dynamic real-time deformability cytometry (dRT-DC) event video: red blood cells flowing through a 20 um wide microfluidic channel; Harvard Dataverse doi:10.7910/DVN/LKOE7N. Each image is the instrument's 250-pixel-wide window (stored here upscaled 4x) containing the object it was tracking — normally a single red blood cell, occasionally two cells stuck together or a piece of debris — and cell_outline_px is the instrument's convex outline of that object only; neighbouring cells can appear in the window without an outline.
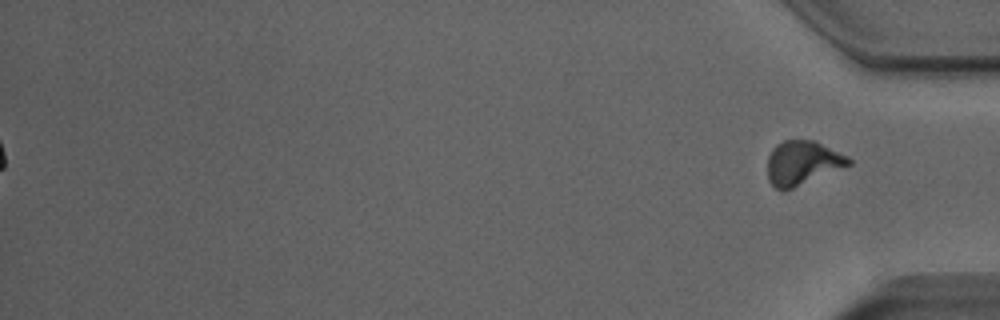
{"species": "Egyptian fruit bat (a non-hibernating species)", "species_latin": "Rousettus aegyptiacus", "temperature_condition": "room temperature", "stored_images_in_passage": 42, "segment_of_instrument_passage": [2, 2], "camera_frame_rate_fps": 3000, "um_per_image_px": 0.085, "animal": {"sex": "male"}, "frame": {"image": 1, "passage_image": 42, "time_ms": 13.667, "image_size_px": [1000, 320], "cell_outline_px": [[852, 164], [784, 192], [780, 192], [768, 180], [768, 156], [772, 148], [776, 144], [784, 140], [816, 140], [848, 156], [852, 160]], "centroid_in_image_um": [68.2, 13.85], "position_along_channel_um": 367.0, "area_um2": 21.15}}